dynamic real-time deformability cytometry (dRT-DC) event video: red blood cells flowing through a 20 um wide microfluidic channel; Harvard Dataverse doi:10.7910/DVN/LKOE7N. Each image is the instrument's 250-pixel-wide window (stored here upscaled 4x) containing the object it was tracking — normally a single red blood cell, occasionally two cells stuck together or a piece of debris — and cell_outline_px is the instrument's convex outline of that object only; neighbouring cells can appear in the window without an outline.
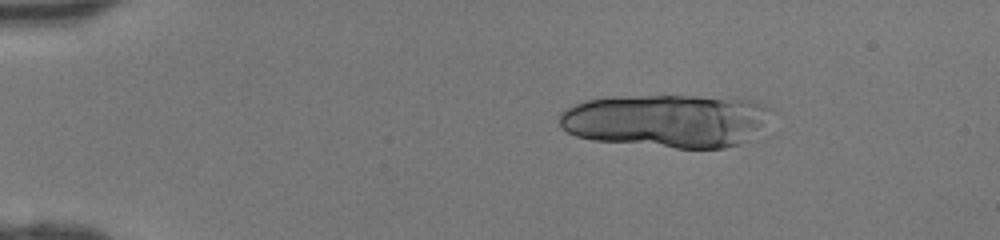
{"species": "human", "species_latin": "Homo sapiens", "temperature_condition": "room temperature", "stored_images_in_passage": 36, "segment_of_instrument_passage": [1, 2], "camera_frame_rate_fps": 3000, "um_per_image_px": 0.085, "donor": {"sex": "female"}, "frame": {"image": 1, "passage_image": 8, "time_ms": 2.333, "image_size_px": [1000, 240], "cell_outline_px": [[772, 108], [760, 128], [740, 144], [724, 148], [676, 148], [592, 140], [576, 136], [568, 132], [560, 124], [560, 112], [564, 108], [588, 100], [612, 96], [696, 96], [752, 100], [764, 104]], "centroid_in_image_um": [56.62, 10.25], "position_along_channel_um": 28.4, "area_um2": 65.49}}